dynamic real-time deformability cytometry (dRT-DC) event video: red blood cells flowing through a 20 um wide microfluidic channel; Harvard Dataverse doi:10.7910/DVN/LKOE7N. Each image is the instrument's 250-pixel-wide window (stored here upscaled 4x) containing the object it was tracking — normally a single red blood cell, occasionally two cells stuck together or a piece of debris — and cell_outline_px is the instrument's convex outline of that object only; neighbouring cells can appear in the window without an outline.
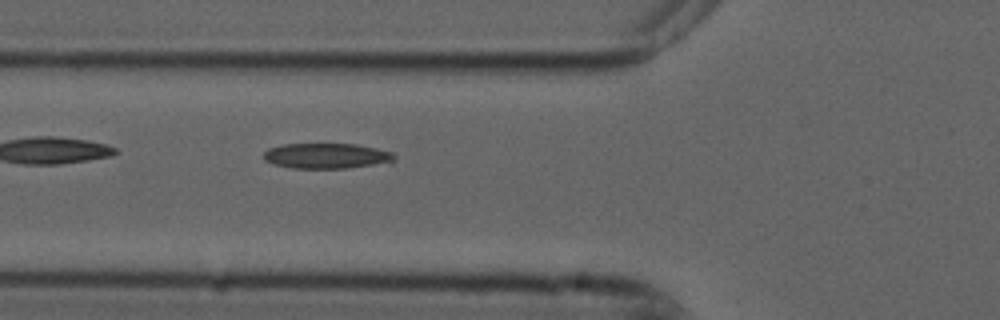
{"species": "common noctule bat (a hibernating species)", "species_latin": "Nyctalus noctula", "temperature_condition": "cold", "stored_images_in_passage": 2, "camera_frame_rate_fps": 3000, "um_per_image_px": 0.085, "animal": {"sex": "male", "forearm_length_mm": 52.5}, "frame": {"image": 1, "passage_image": 2, "time_ms": 0.333, "image_size_px": [1000, 320], "cell_outline_px": [[396, 160], [392, 164], [348, 168], [292, 168], [272, 164], [264, 160], [264, 152], [268, 148], [284, 144], [356, 144], [376, 148], [392, 152], [396, 156]], "centroid_in_image_um": [27.84, 13.26], "position_along_channel_um": 98.0, "area_um2": 19.77}}